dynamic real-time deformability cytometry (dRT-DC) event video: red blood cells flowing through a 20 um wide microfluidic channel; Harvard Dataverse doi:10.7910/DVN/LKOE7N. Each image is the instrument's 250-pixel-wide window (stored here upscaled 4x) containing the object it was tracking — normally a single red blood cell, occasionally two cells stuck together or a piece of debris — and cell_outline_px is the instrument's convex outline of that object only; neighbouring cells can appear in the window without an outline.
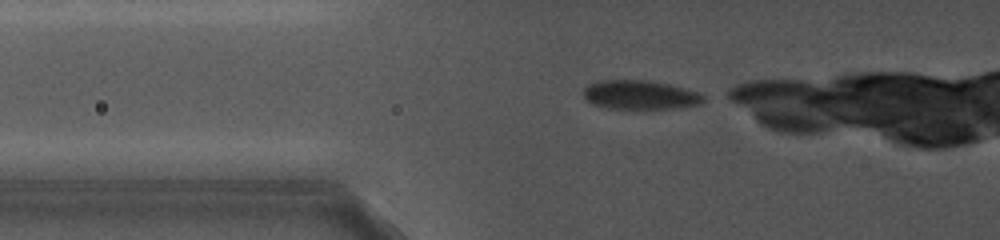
{"species": "common noctule bat (a hibernating species)", "species_latin": "Nyctalus noctula", "temperature_condition": "cold", "stored_images_in_passage": 44, "camera_frame_rate_fps": 5000, "um_per_image_px": 0.085, "animal": {"sex": "female", "body_mass_g": 19.0, "forearm_length_mm": 56.7}, "frame": {"image": 1, "passage_image": 2, "time_ms": 0.2, "image_size_px": [1000, 240], "cell_outline_px": [[704, 96], [696, 104], [660, 108], [612, 108], [596, 104], [588, 100], [584, 96], [584, 88], [588, 84], [600, 80], [652, 80], [668, 84], [696, 92]], "centroid_in_image_um": [54.31, 8.02], "position_along_channel_um": 71.5, "area_um2": 19.42}}
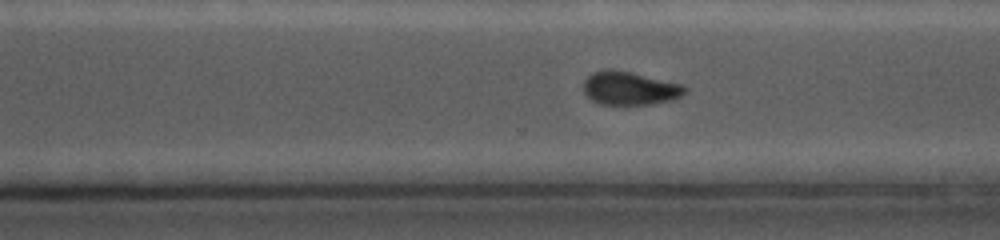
{"frame": {"image": 2, "passage_image": 33, "time_ms": 7.0, "image_size_px": [1000, 240], "cell_outline_px": [[688, 88], [680, 96], [668, 100], [648, 104], [600, 104], [592, 100], [584, 92], [584, 80], [592, 72], [604, 68], [612, 68], [632, 72], [680, 84]], "centroid_in_image_um": [53.46, 7.47], "position_along_channel_um": 317.1, "area_um2": 19.54}}
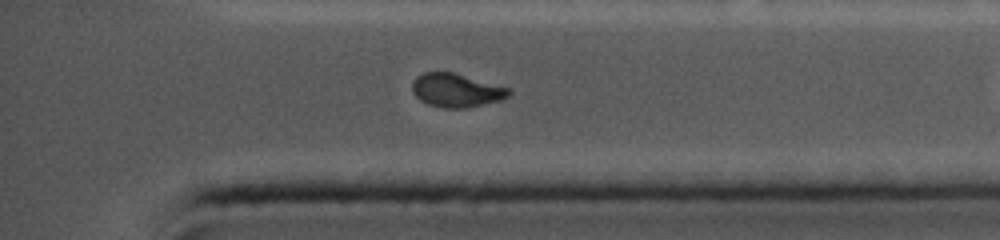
{"frame": {"image": 3, "passage_image": 42, "time_ms": 9.0, "image_size_px": [1000, 240], "cell_outline_px": [[512, 92], [508, 96], [500, 100], [468, 108], [444, 108], [428, 104], [420, 100], [412, 92], [412, 80], [416, 76], [424, 72], [452, 72], [512, 88]], "centroid_in_image_um": [38.79, 7.67], "position_along_channel_um": 396.4, "area_um2": 19.07}}